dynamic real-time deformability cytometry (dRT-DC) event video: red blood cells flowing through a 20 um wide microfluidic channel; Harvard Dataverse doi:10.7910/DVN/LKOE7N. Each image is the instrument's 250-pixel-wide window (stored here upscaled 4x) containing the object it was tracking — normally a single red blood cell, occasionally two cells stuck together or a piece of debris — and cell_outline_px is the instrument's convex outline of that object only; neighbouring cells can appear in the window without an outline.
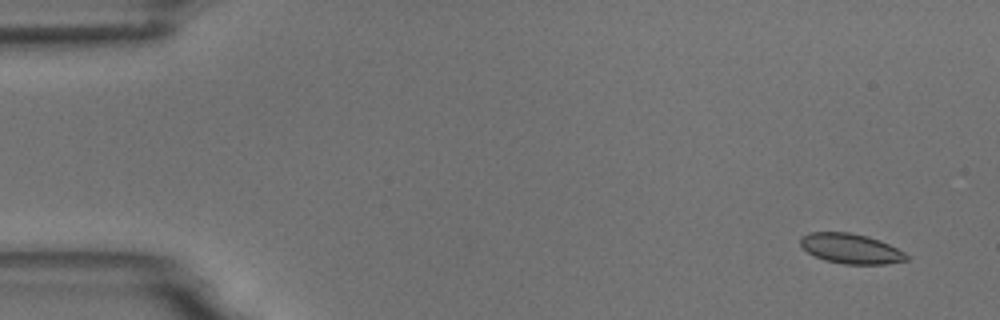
{"species": "common noctule bat (a hibernating species)", "species_latin": "Nyctalus noctula", "temperature_condition": "room temperature", "stored_images_in_passage": 4, "camera_frame_rate_fps": 3000, "um_per_image_px": 0.085, "animal": {"sex": "male", "body_mass_g": 18.8}, "frame": {"image": 1, "passage_image": 1, "time_ms": 0.0, "image_size_px": [1000, 320], "cell_outline_px": [[908, 260], [884, 264], [844, 264], [824, 260], [808, 252], [800, 244], [800, 236], [808, 232], [848, 232], [868, 236], [880, 240], [904, 252], [908, 256]], "centroid_in_image_um": [72.3, 21.12], "position_along_channel_um": 12.7, "area_um2": 18.5}}